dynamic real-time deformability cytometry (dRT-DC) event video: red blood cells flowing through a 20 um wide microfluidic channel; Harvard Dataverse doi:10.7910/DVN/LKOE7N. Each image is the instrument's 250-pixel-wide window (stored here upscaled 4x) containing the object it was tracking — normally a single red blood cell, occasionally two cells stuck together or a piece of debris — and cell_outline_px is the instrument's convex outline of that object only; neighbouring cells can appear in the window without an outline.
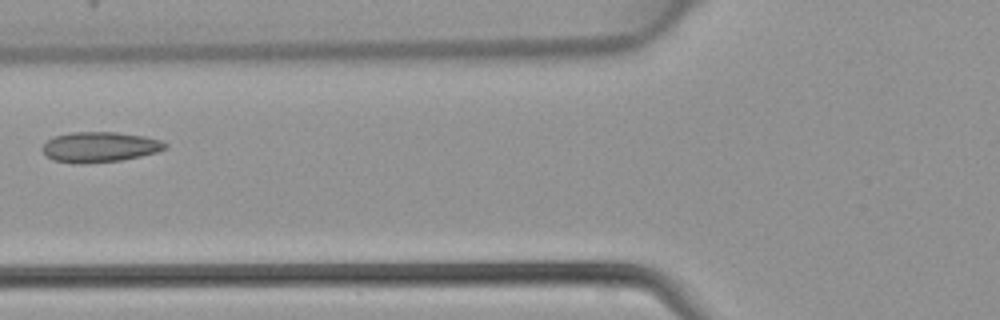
{"species": "common noctule bat (a hibernating species)", "species_latin": "Nyctalus noctula", "temperature_condition": "warm", "stored_images_in_passage": 5, "camera_frame_rate_fps": 3000, "um_per_image_px": 0.085, "animal": {"sex": "female", "body_mass_g": 22.7, "forearm_length_mm": 54.2}, "frame": {"image": 1, "passage_image": 5, "time_ms": 1.333, "image_size_px": [1000, 320], "cell_outline_px": [[168, 148], [156, 152], [140, 156], [120, 160], [84, 164], [72, 164], [52, 160], [44, 156], [40, 148], [48, 140], [56, 136], [72, 132], [116, 132], [144, 136], [160, 140], [168, 144]], "centroid_in_image_um": [8.43, 12.51], "position_along_channel_um": 117.4, "area_um2": 21.91}}